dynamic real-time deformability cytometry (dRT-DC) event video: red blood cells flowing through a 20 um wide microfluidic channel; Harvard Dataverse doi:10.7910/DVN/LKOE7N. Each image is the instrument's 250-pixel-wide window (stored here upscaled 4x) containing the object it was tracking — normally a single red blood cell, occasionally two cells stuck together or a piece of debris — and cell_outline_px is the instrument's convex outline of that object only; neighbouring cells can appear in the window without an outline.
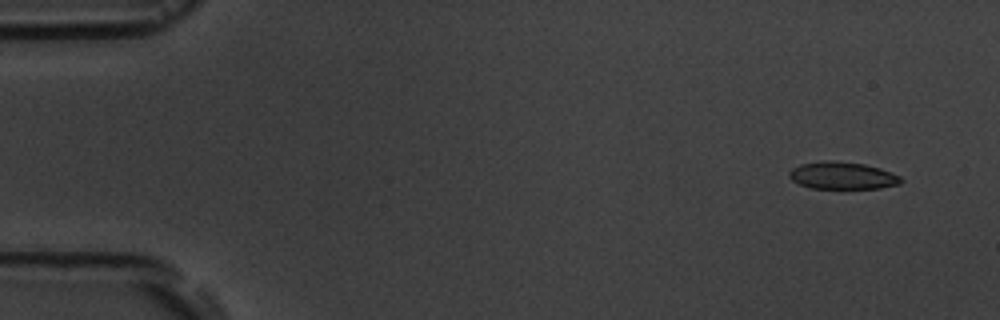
{"species": "common noctule bat (a hibernating species)", "species_latin": "Nyctalus noctula", "temperature_condition": "room temperature", "stored_images_in_passage": 6, "segment_of_instrument_passage": [2, 2], "camera_frame_rate_fps": 3000, "um_per_image_px": 0.085, "animal": {"sex": "male", "body_mass_g": 19.5, "forearm_length_mm": 54.6}, "frame": {"image": 1, "passage_image": 6, "time_ms": 5.667, "image_size_px": [1000, 320], "cell_outline_px": [[904, 180], [900, 184], [880, 188], [812, 188], [800, 184], [792, 180], [788, 176], [788, 172], [792, 168], [800, 164], [824, 160], [836, 160], [864, 164], [880, 168], [900, 176]], "centroid_in_image_um": [71.6, 14.91], "position_along_channel_um": 13.4, "area_um2": 17.86}}